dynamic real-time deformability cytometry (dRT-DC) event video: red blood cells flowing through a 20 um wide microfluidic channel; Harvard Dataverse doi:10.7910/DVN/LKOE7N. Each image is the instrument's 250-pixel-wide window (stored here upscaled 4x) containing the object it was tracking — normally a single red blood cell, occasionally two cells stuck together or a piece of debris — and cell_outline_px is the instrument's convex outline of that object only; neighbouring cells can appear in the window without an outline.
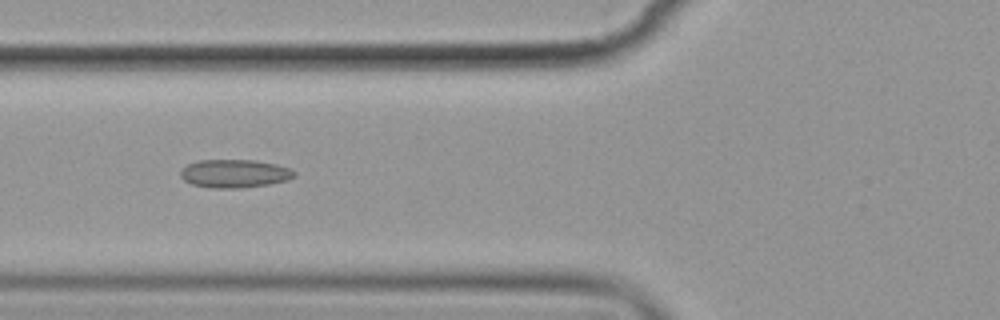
{"species": "common noctule bat (a hibernating species)", "species_latin": "Nyctalus noctula", "temperature_condition": "cold", "stored_images_in_passage": 11, "camera_frame_rate_fps": 3000, "um_per_image_px": 0.085, "animal": {"sex": "female", "body_mass_g": 19.9}, "frame": {"image": 1, "passage_image": 2, "time_ms": 1.333, "image_size_px": [1000, 320], "cell_outline_px": [[296, 176], [288, 180], [268, 184], [240, 188], [208, 188], [192, 184], [184, 180], [180, 176], [180, 172], [188, 164], [196, 160], [256, 160], [276, 164], [292, 168], [296, 172]], "centroid_in_image_um": [19.96, 14.75], "position_along_channel_um": 105.8, "area_um2": 18.9}}
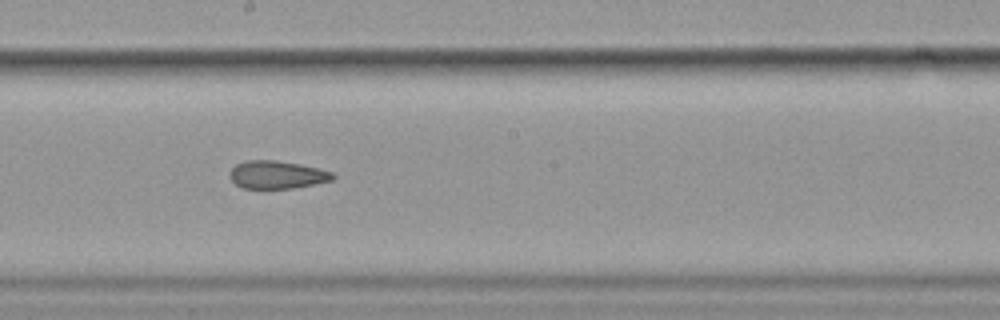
{"frame": {"image": 2, "passage_image": 5, "time_ms": 4.667, "image_size_px": [1000, 320], "cell_outline_px": [[336, 176], [332, 180], [292, 188], [240, 188], [228, 176], [228, 172], [236, 164], [248, 160], [276, 160], [300, 164], [320, 168], [332, 172]], "centroid_in_image_um": [23.52, 14.84], "position_along_channel_um": 224.7, "area_um2": 16.76}}
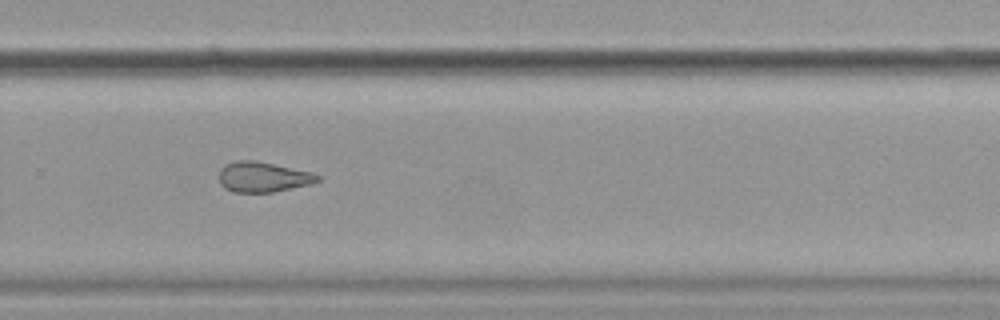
{"frame": {"image": 3, "passage_image": 7, "time_ms": 7.0, "image_size_px": [1000, 320], "cell_outline_px": [[320, 180], [308, 184], [272, 192], [232, 192], [224, 188], [220, 184], [220, 168], [224, 164], [236, 160], [256, 160], [312, 172], [320, 176]], "centroid_in_image_um": [22.31, 15.03], "position_along_channel_um": 307.5, "area_um2": 17.34}, "authors_computed_cell_mechanics": {"area_um2": 18.6116, "velocity_mm_per_s": 3.5737, "shape_relaxation_time_tau1_ms": null, "shape_relaxation_time_tau2_ms": 3.8066, "deformation_change_tau1": null, "deformation_change_tau2": 0.0803}}